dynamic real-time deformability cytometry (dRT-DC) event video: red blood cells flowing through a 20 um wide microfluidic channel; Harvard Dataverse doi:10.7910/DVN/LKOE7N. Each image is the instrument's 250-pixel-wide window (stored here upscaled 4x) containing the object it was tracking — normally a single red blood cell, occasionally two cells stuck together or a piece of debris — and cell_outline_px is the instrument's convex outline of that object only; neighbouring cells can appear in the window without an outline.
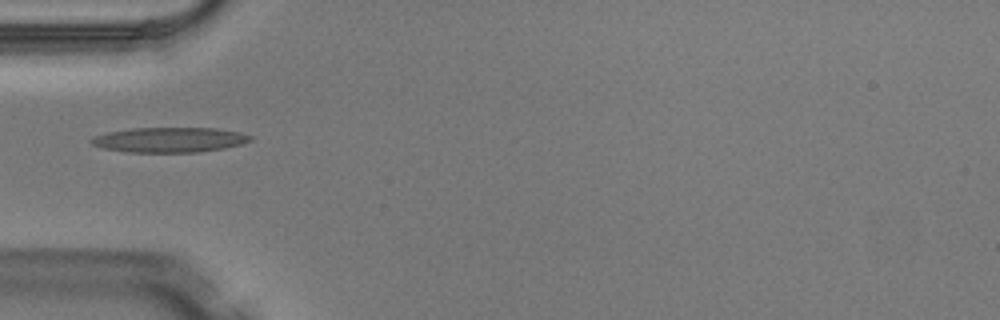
{"species": "Egyptian fruit bat (a non-hibernating species)", "species_latin": "Rousettus aegyptiacus", "temperature_condition": "warm", "stored_images_in_passage": 2, "camera_frame_rate_fps": 3000, "um_per_image_px": 0.085, "animal": {"sex": "male"}, "frame": {"image": 1, "passage_image": 1, "time_ms": 0.0, "image_size_px": [1000, 320], "cell_outline_px": [[252, 140], [240, 144], [224, 148], [200, 152], [128, 152], [104, 148], [92, 144], [88, 140], [96, 136], [108, 132], [132, 128], [216, 128], [240, 132], [252, 136]], "centroid_in_image_um": [14.43, 11.88], "position_along_channel_um": 70.6, "area_um2": 23.06}}